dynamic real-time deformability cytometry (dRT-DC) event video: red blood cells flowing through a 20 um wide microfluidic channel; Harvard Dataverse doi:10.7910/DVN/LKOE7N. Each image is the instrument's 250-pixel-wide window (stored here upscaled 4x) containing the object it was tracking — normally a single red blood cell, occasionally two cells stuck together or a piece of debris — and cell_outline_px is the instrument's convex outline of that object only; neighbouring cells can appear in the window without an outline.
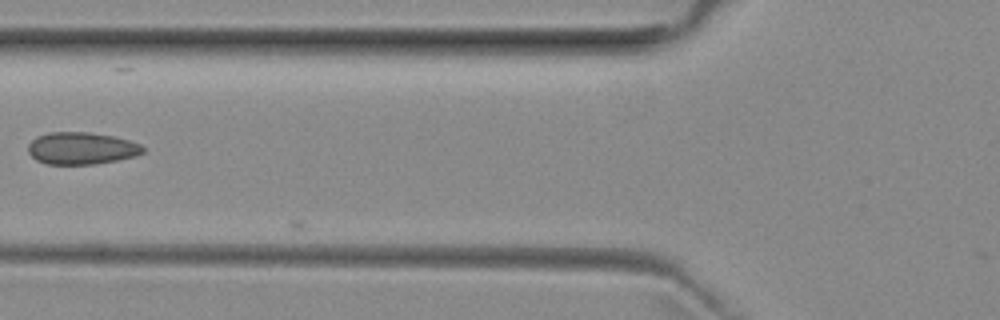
{"species": "common noctule bat (a hibernating species)", "species_latin": "Nyctalus noctula", "temperature_condition": "room temperature", "stored_images_in_passage": 6, "camera_frame_rate_fps": 3000, "um_per_image_px": 0.085, "animal": {"sex": "female", "body_mass_g": 29.2, "forearm_length_mm": 56.3}, "frame": {"image": 1, "passage_image": 5, "time_ms": 1.333, "image_size_px": [1000, 320], "cell_outline_px": [[144, 152], [136, 156], [96, 164], [44, 164], [36, 160], [28, 152], [28, 144], [36, 136], [48, 132], [88, 132], [112, 136], [128, 140], [140, 144], [144, 148]], "centroid_in_image_um": [6.9, 12.6], "position_along_channel_um": 118.9, "area_um2": 21.56}}